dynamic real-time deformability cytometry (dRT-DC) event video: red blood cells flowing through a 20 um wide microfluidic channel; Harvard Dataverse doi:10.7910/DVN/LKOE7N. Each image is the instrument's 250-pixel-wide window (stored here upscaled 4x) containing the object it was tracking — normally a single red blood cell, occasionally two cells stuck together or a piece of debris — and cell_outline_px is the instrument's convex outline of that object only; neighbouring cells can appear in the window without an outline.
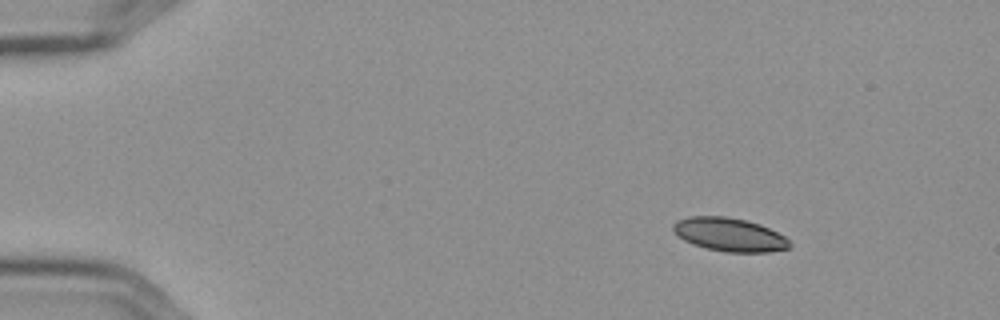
{"species": "Egyptian fruit bat (a non-hibernating species)", "species_latin": "Rousettus aegyptiacus", "temperature_condition": "cold", "stored_images_in_passage": 50, "camera_frame_rate_fps": 3000, "um_per_image_px": 0.085, "frame": {"image": 1, "passage_image": 1, "time_ms": 0.0, "image_size_px": [1000, 320], "cell_outline_px": [[792, 244], [788, 248], [768, 252], [724, 252], [692, 244], [684, 240], [672, 232], [672, 224], [676, 220], [688, 216], [724, 216], [744, 220], [760, 224], [784, 236]], "centroid_in_image_um": [61.95, 19.93], "position_along_channel_um": 23.1, "area_um2": 22.72}}
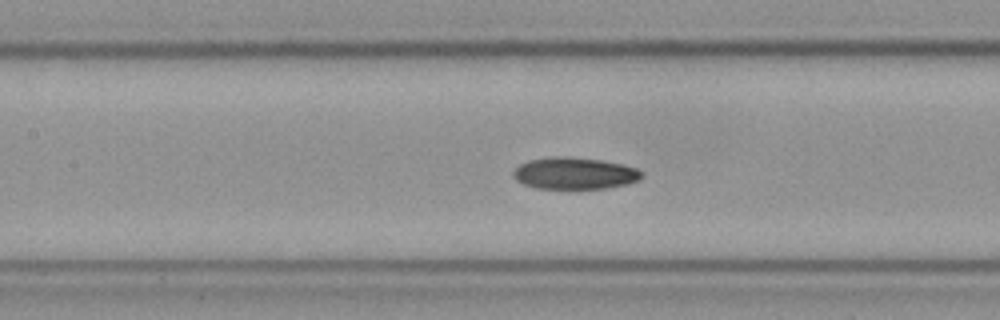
{"frame": {"image": 2, "passage_image": 20, "time_ms": 6.333, "image_size_px": [1000, 320], "cell_outline_px": [[644, 176], [640, 180], [628, 184], [608, 188], [536, 188], [524, 184], [516, 180], [512, 176], [512, 172], [520, 164], [528, 160], [552, 156], [568, 156], [600, 160], [624, 164], [636, 168], [644, 172]], "centroid_in_image_um": [48.87, 14.72], "position_along_channel_um": 158.5, "area_um2": 24.04}}
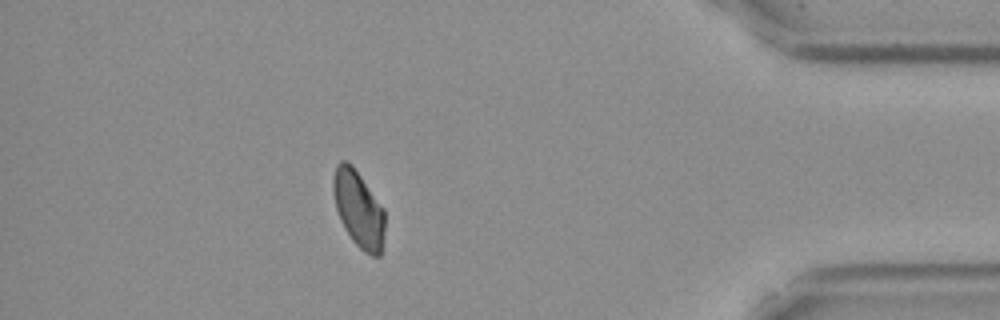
{"frame": {"image": 3, "passage_image": 44, "time_ms": 14.333, "image_size_px": [1000, 320], "cell_outline_px": [[384, 232], [380, 256], [372, 256], [364, 252], [352, 240], [344, 228], [340, 220], [336, 208], [332, 188], [332, 180], [336, 164], [340, 160], [348, 160], [352, 164], [384, 208]], "centroid_in_image_um": [30.46, 17.74], "position_along_channel_um": 404.7, "area_um2": 23.18}}